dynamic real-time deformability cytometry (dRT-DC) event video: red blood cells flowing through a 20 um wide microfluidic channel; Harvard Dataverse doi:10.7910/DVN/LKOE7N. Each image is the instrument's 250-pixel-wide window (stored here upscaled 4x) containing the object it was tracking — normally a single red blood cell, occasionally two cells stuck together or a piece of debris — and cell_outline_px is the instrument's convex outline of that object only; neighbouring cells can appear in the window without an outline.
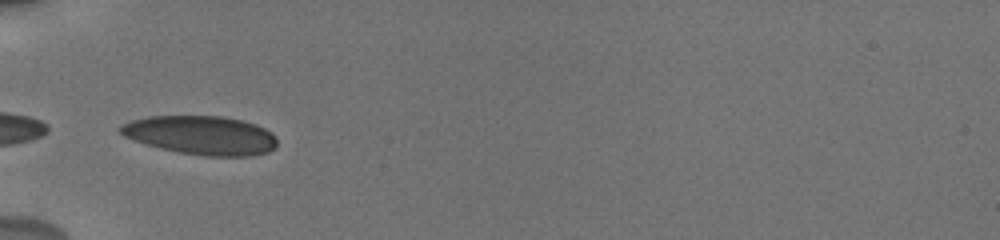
{"species": "human", "species_latin": "Homo sapiens", "temperature_condition": "cold", "stored_images_in_passage": 59, "camera_frame_rate_fps": 3000, "um_per_image_px": 0.085, "donor": {"sex": "male"}, "frame": {"image": 1, "passage_image": 1, "time_ms": 0.0, "image_size_px": [1000, 240], "cell_outline_px": [[276, 148], [268, 152], [252, 156], [208, 156], [180, 152], [160, 148], [124, 136], [116, 128], [120, 124], [132, 120], [148, 116], [220, 116], [240, 120], [256, 124], [264, 128], [276, 140]], "centroid_in_image_um": [17.07, 11.49], "position_along_channel_um": 67.9, "area_um2": 35.2}}
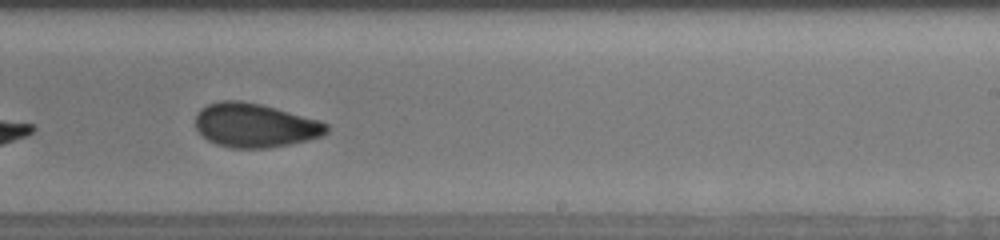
{"frame": {"image": 2, "passage_image": 24, "time_ms": 5.333, "image_size_px": [1000, 240], "cell_outline_px": [[328, 132], [324, 136], [308, 140], [268, 148], [232, 148], [216, 144], [208, 140], [196, 128], [196, 112], [200, 108], [208, 104], [220, 100], [240, 100], [260, 104], [320, 120], [328, 124]], "centroid_in_image_um": [21.68, 10.65], "position_along_channel_um": 267.3, "area_um2": 33.7}, "authors_computed_cell_mechanics": {"area_um2": 32.946, "velocity_mm_per_s": 3.8432, "shape_relaxation_time_tau1_ms": 4.3225, "shape_relaxation_time_tau2_ms": 1.6498, "deformation_change_tau1": 0.1332, "deformation_change_tau2": 0.0696}}